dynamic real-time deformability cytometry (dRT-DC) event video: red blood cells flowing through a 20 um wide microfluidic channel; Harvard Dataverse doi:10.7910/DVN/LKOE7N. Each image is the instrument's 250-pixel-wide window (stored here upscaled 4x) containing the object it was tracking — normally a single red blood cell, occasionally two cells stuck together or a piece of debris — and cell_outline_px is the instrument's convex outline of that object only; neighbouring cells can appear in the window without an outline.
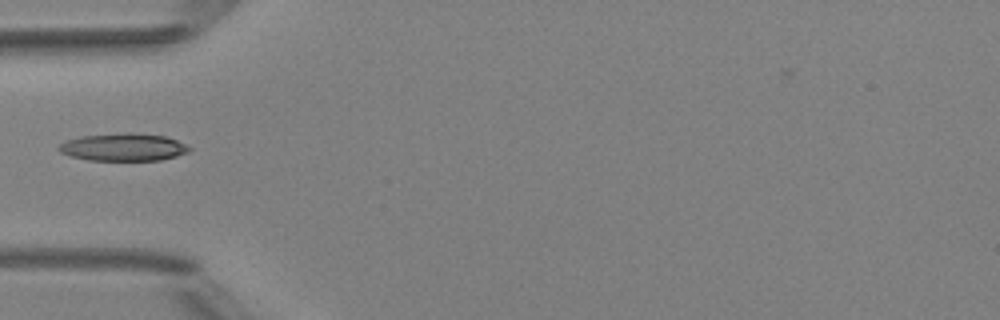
{"species": "Egyptian fruit bat (a non-hibernating species)", "species_latin": "Rousettus aegyptiacus", "temperature_condition": "room temperature", "stored_images_in_passage": 1, "camera_frame_rate_fps": 3000, "um_per_image_px": 0.085, "animal": {"sex": "female"}, "frame": {"image": 1, "passage_image": 1, "time_ms": 0.0, "image_size_px": [1000, 320], "cell_outline_px": [[192, 148], [188, 152], [176, 156], [160, 160], [88, 160], [72, 156], [60, 152], [60, 144], [64, 140], [80, 136], [164, 136], [176, 140]], "centroid_in_image_um": [10.48, 12.57], "position_along_channel_um": 74.5, "area_um2": 19.59}}